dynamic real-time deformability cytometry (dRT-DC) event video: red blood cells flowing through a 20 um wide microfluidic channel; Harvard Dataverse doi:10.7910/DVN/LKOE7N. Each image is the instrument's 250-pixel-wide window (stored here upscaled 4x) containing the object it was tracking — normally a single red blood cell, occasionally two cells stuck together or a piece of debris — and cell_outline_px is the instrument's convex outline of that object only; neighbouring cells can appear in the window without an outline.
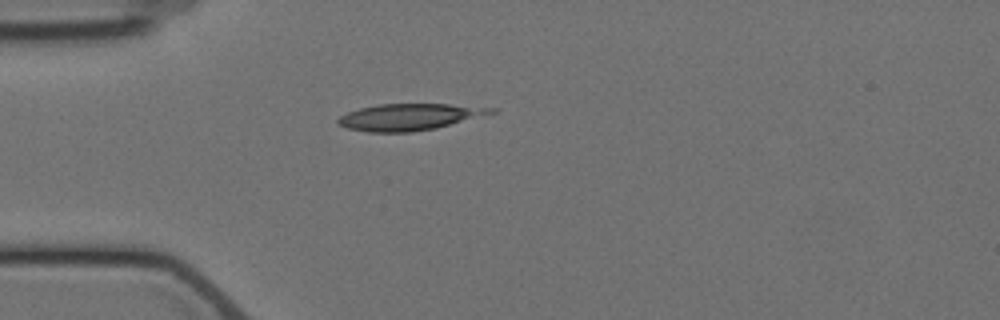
{"species": "Egyptian fruit bat (a non-hibernating species)", "species_latin": "Rousettus aegyptiacus", "temperature_condition": "cold", "stored_images_in_passage": 2, "camera_frame_rate_fps": 3000, "um_per_image_px": 0.085, "animal": {"sex": "female"}, "frame": {"image": 1, "passage_image": 2, "time_ms": 1.333, "image_size_px": [1000, 320], "cell_outline_px": [[496, 112], [436, 128], [412, 132], [368, 132], [348, 128], [336, 124], [336, 120], [340, 116], [348, 112], [360, 108], [380, 104], [448, 104], [496, 108]], "centroid_in_image_um": [34.76, 9.94], "position_along_channel_um": 50.2, "area_um2": 23.52}}